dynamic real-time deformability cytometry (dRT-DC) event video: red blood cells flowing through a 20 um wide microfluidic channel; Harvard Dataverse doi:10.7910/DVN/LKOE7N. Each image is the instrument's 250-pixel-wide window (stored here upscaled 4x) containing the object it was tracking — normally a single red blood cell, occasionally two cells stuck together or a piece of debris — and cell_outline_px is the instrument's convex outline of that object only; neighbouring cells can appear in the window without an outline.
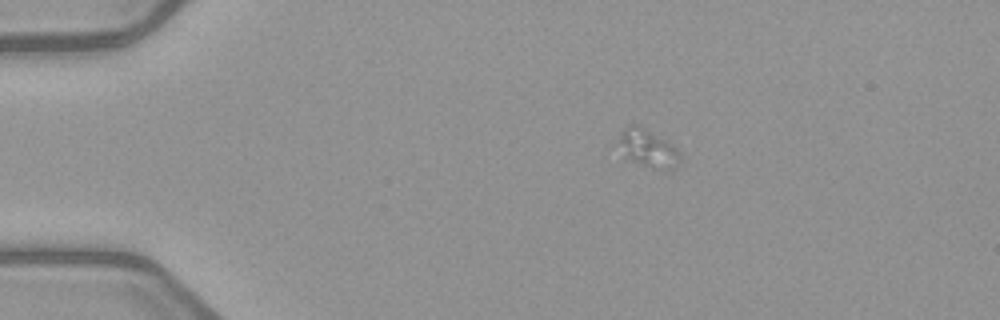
{"species": "common noctule bat (a hibernating species)", "species_latin": "Nyctalus noctula", "temperature_condition": "warm", "stored_images_in_passage": 3, "camera_frame_rate_fps": 3000, "um_per_image_px": 0.085, "animal": {"sex": "female", "body_mass_g": 21.9}, "frame": {"image": 1, "passage_image": 1, "time_ms": 0.0, "image_size_px": [1000, 320], "cell_outline_px": [[680, 164], [676, 168], [656, 168], [632, 160], [624, 156], [616, 140], [620, 132], [628, 124], [640, 124], [676, 148], [680, 152]], "centroid_in_image_um": [55.03, 12.55], "position_along_channel_um": 30.0, "area_um2": 13.41}}